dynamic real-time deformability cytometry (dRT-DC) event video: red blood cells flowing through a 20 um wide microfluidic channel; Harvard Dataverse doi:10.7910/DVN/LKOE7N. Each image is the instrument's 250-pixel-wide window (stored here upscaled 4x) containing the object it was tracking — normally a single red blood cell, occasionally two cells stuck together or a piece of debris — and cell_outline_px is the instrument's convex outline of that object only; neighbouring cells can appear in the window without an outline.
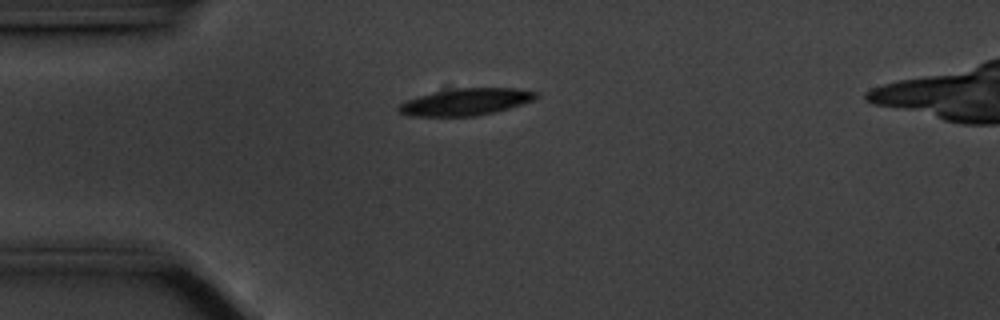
{"species": "common noctule bat (a hibernating species)", "species_latin": "Nyctalus noctula", "temperature_condition": "cold", "stored_images_in_passage": 43, "camera_frame_rate_fps": 3000, "um_per_image_px": 0.085, "animal": {"sex": "male", "body_mass_g": 20.1, "forearm_length_mm": 53.5}, "frame": {"image": 1, "passage_image": 1, "time_ms": 0.0, "image_size_px": [1000, 320], "cell_outline_px": [[540, 96], [532, 100], [508, 108], [476, 116], [408, 116], [400, 112], [396, 108], [404, 100], [432, 92], [456, 88], [516, 88], [536, 92]], "centroid_in_image_um": [39.54, 8.65], "position_along_channel_um": 45.5, "area_um2": 21.44}}
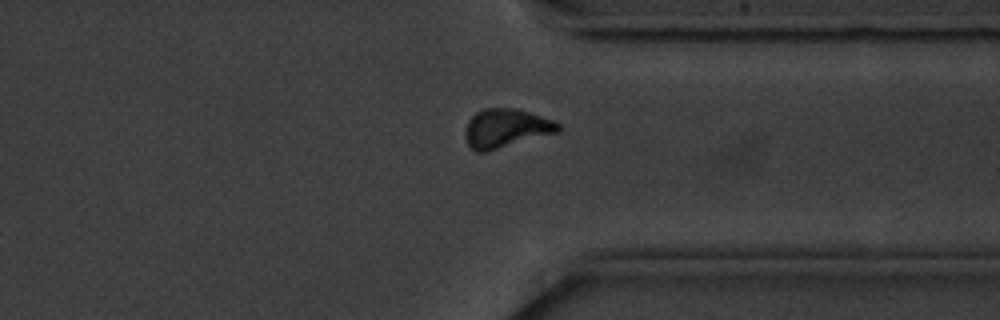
{"frame": {"image": 2, "passage_image": 30, "time_ms": 9.667, "image_size_px": [1000, 320], "cell_outline_px": [[560, 132], [488, 152], [476, 152], [468, 144], [464, 136], [464, 132], [468, 120], [476, 112], [484, 108], [516, 108], [552, 120], [560, 124]], "centroid_in_image_um": [42.99, 10.92], "position_along_channel_um": 368.4, "area_um2": 21.27}}
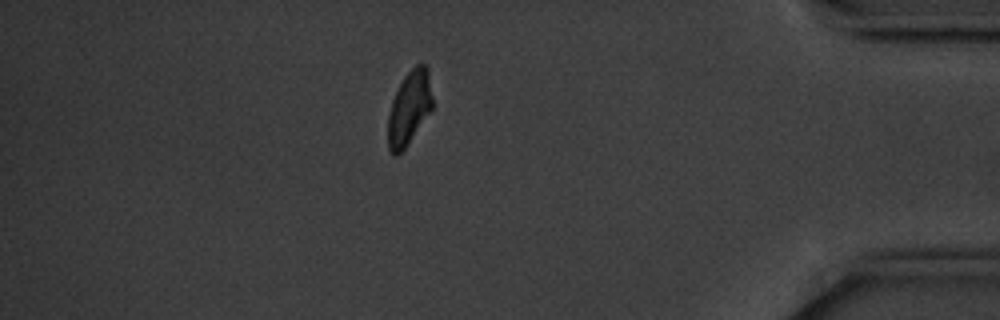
{"frame": {"image": 3, "passage_image": 36, "time_ms": 11.667, "image_size_px": [1000, 320], "cell_outline_px": [[432, 108], [404, 148], [396, 156], [392, 156], [388, 148], [388, 116], [392, 100], [404, 76], [416, 64], [424, 64], [428, 68], [432, 96]], "centroid_in_image_um": [34.77, 9.16], "position_along_channel_um": 400.4, "area_um2": 18.79}}